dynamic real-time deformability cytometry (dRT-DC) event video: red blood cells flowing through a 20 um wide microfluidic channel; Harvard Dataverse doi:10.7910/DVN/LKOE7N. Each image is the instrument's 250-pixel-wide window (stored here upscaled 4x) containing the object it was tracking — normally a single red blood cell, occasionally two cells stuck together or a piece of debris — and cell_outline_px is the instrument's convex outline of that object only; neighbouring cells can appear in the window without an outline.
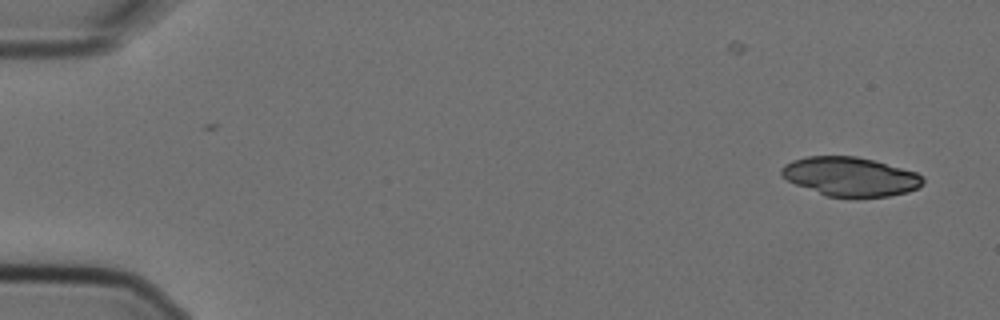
{"species": "Egyptian fruit bat (a non-hibernating species)", "species_latin": "Rousettus aegyptiacus", "temperature_condition": "cold", "stored_images_in_passage": 3, "camera_frame_rate_fps": 3000, "um_per_image_px": 0.085, "animal": {"sex": "female"}, "frame": {"image": 1, "passage_image": 3, "time_ms": 0.667, "image_size_px": [1000, 320], "cell_outline_px": [[924, 184], [908, 192], [888, 196], [856, 200], [828, 196], [796, 184], [788, 180], [780, 172], [780, 168], [784, 164], [792, 160], [808, 156], [856, 156], [872, 160], [916, 172], [924, 176]], "centroid_in_image_um": [72.3, 15.04], "position_along_channel_um": 12.7, "area_um2": 32.6}}